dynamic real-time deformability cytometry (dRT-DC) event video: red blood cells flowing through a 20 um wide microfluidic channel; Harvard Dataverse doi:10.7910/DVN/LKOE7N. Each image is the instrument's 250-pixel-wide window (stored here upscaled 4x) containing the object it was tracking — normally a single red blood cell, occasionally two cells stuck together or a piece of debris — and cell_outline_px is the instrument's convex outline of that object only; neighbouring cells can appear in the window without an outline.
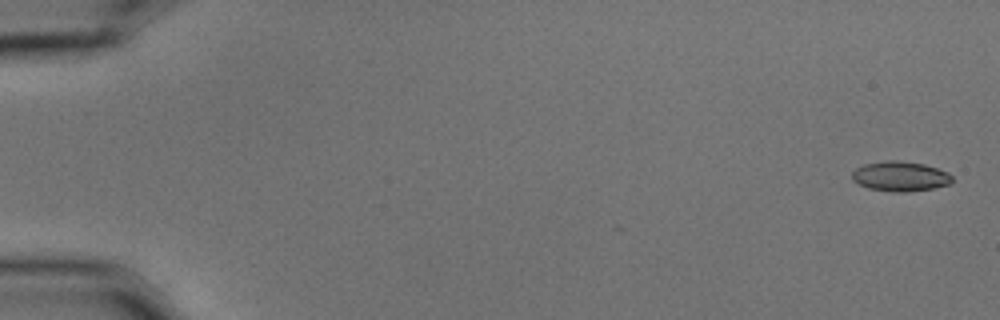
{"species": "common noctule bat (a hibernating species)", "species_latin": "Nyctalus noctula", "temperature_condition": "cold", "stored_images_in_passage": 6, "camera_frame_rate_fps": 3000, "um_per_image_px": 0.085, "animal": {"sex": "male", "body_mass_g": 15.6}, "frame": {"image": 1, "passage_image": 1, "time_ms": 0.0, "image_size_px": [1000, 320], "cell_outline_px": [[952, 184], [932, 188], [908, 192], [892, 192], [868, 188], [852, 180], [852, 172], [856, 168], [864, 164], [888, 160], [896, 160], [924, 164], [948, 172], [952, 176]], "centroid_in_image_um": [76.53, 14.99], "position_along_channel_um": 8.5, "area_um2": 17.46}}
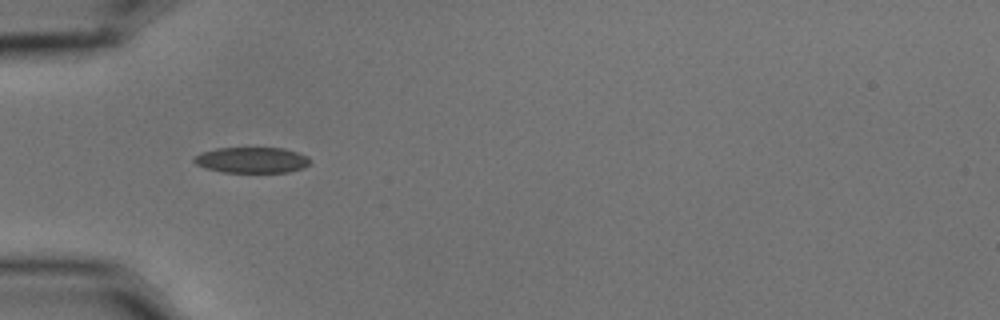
{"frame": {"image": 2, "passage_image": 5, "time_ms": 1.333, "image_size_px": [1000, 320], "cell_outline_px": [[308, 164], [304, 168], [288, 172], [224, 172], [204, 168], [196, 164], [192, 160], [192, 156], [200, 152], [216, 148], [284, 148], [308, 156]], "centroid_in_image_um": [21.34, 13.6], "position_along_channel_um": 63.7, "area_um2": 17.51}}
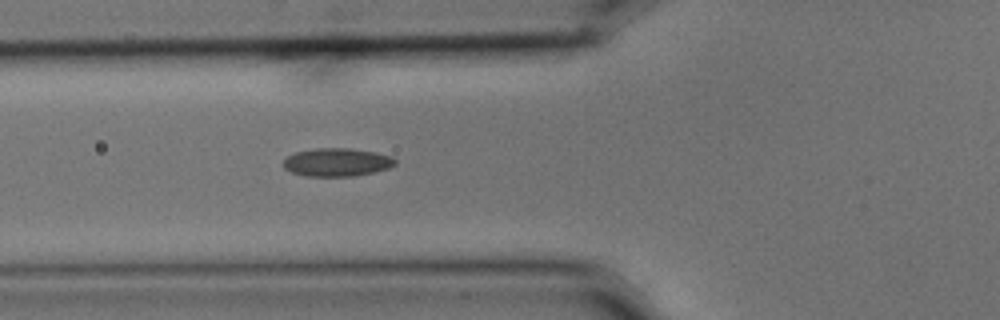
{"frame": {"image": 3, "passage_image": 6, "time_ms": 1.667, "image_size_px": [1000, 320], "cell_outline_px": [[396, 164], [388, 168], [372, 172], [352, 176], [308, 176], [292, 172], [284, 168], [284, 160], [288, 156], [296, 152], [316, 148], [352, 148], [376, 152], [392, 156], [396, 160]], "centroid_in_image_um": [28.66, 13.78], "position_along_channel_um": 97.1, "area_um2": 18.26}}